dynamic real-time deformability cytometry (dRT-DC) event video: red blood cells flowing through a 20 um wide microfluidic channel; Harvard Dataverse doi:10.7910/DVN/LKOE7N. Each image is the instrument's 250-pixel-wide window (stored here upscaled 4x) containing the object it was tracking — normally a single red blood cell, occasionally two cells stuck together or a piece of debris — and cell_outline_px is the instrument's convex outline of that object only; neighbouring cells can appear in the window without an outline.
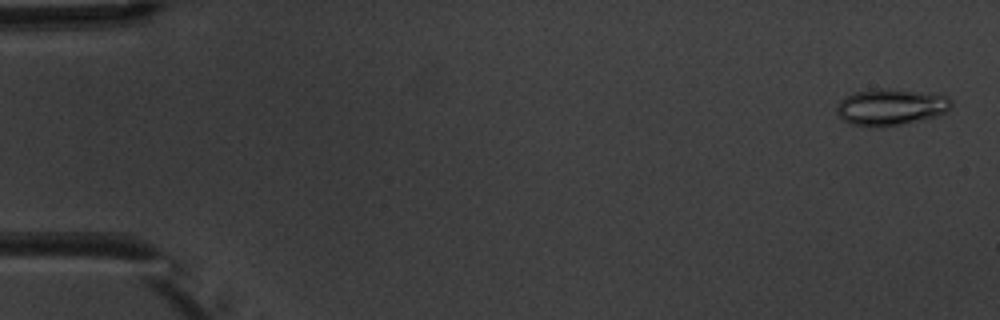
{"species": "common noctule bat (a hibernating species)", "species_latin": "Nyctalus noctula", "temperature_condition": "warm", "stored_images_in_passage": 5, "camera_frame_rate_fps": 3000, "um_per_image_px": 0.085, "animal": {"sex": "male", "body_mass_g": 20.1, "forearm_length_mm": 53.5}, "frame": {"image": 1, "passage_image": 1, "time_ms": 0.0, "image_size_px": [1000, 320], "cell_outline_px": [[952, 104], [948, 112], [936, 116], [900, 124], [872, 128], [868, 128], [852, 124], [844, 120], [836, 112], [836, 104], [844, 96], [856, 92], [880, 88], [888, 88], [936, 92], [948, 96], [952, 100]], "centroid_in_image_um": [75.75, 9.08], "position_along_channel_um": 9.3, "area_um2": 24.91}}